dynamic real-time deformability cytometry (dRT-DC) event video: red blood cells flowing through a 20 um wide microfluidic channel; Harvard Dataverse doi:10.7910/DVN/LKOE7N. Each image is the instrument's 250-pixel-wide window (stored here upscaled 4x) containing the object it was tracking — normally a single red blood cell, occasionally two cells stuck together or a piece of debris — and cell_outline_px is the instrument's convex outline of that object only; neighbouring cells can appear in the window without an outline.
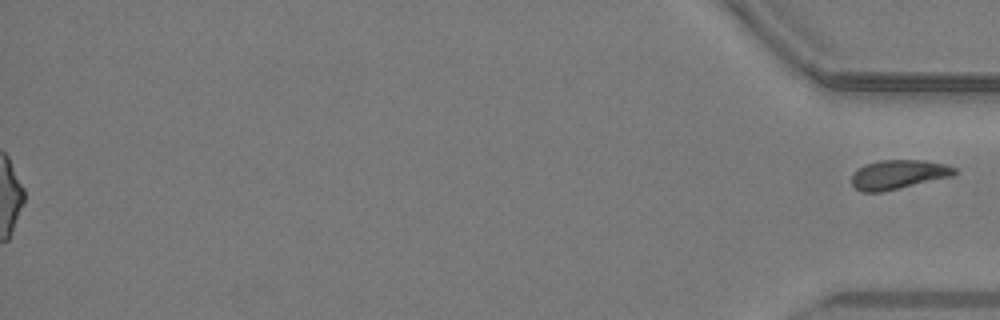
{"species": "common noctule bat (a hibernating species)", "species_latin": "Nyctalus noctula", "temperature_condition": "warm", "stored_images_in_passage": 47, "segment_of_instrument_passage": [2, 2], "camera_frame_rate_fps": 3000, "um_per_image_px": 0.085, "animal": {"sex": "male", "body_mass_g": 19.2, "forearm_length_mm": 51.8}, "frame": {"image": 1, "passage_image": 47, "time_ms": 15.333, "image_size_px": [1000, 320], "cell_outline_px": [[956, 172], [952, 176], [880, 192], [860, 192], [852, 184], [852, 172], [864, 164], [880, 160], [924, 160], [948, 164], [956, 168]], "centroid_in_image_um": [76.34, 14.81], "position_along_channel_um": 358.9, "area_um2": 17.51}}